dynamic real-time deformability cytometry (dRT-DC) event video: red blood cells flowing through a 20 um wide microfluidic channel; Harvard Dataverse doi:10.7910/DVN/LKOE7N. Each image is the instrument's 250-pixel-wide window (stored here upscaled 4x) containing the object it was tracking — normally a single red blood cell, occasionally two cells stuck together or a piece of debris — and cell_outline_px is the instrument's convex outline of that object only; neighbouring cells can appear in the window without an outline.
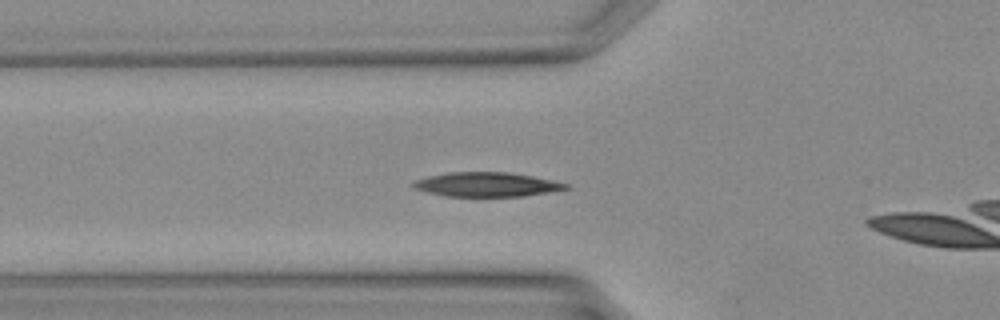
{"species": "Egyptian fruit bat (a non-hibernating species)", "species_latin": "Rousettus aegyptiacus", "temperature_condition": "warm", "stored_images_in_passage": 10, "camera_frame_rate_fps": 3000, "um_per_image_px": 0.085, "animal": {"sex": "female"}, "frame": {"image": 1, "passage_image": 6, "time_ms": 1.667, "image_size_px": [1000, 320], "cell_outline_px": [[572, 188], [552, 192], [524, 196], [444, 196], [412, 188], [408, 184], [412, 180], [428, 176], [448, 172], [508, 172], [532, 176], [552, 180], [568, 184]], "centroid_in_image_um": [41.33, 15.68], "position_along_channel_um": 84.5, "area_um2": 21.91}}
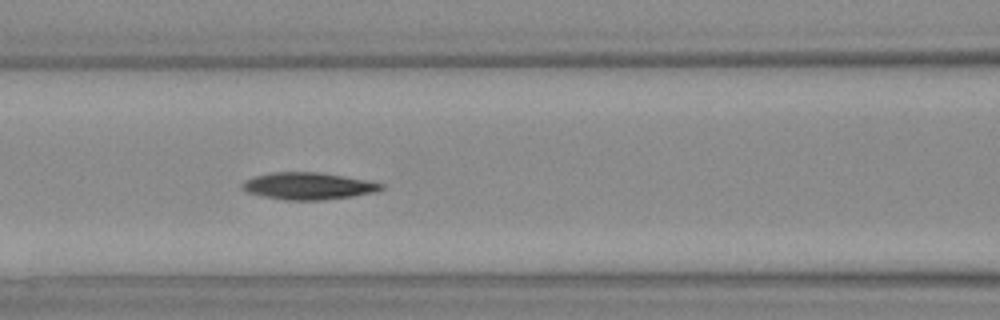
{"frame": {"image": 2, "passage_image": 9, "time_ms": 2.667, "image_size_px": [1000, 320], "cell_outline_px": [[384, 188], [376, 192], [352, 196], [320, 200], [284, 200], [264, 196], [248, 192], [240, 188], [240, 184], [244, 180], [256, 176], [272, 172], [320, 172], [344, 176], [384, 184]], "centroid_in_image_um": [26.17, 15.81], "position_along_channel_um": 140.4, "area_um2": 21.79}}